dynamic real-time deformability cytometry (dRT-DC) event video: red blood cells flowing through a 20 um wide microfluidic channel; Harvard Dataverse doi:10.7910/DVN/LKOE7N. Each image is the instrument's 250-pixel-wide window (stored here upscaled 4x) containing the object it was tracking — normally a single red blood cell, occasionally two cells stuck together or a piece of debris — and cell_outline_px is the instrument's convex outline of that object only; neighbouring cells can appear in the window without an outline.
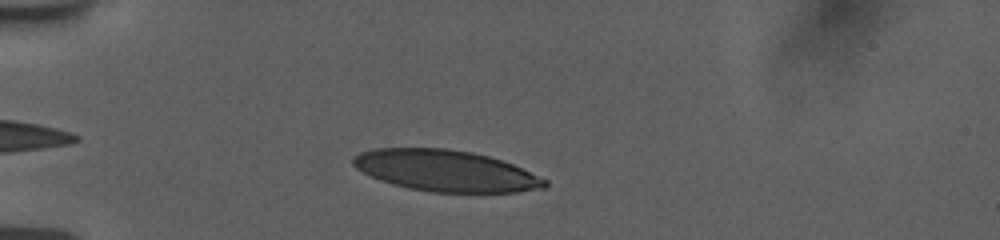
{"species": "human", "species_latin": "Homo sapiens", "temperature_condition": "room temperature", "stored_images_in_passage": 56, "camera_frame_rate_fps": 3000, "um_per_image_px": 0.085, "donor": {"sex": "female"}, "frame": {"image": 1, "passage_image": 15, "time_ms": 2.0, "image_size_px": [1000, 240], "cell_outline_px": [[548, 184], [544, 188], [516, 192], [432, 192], [408, 188], [392, 184], [380, 180], [356, 168], [352, 164], [352, 156], [360, 152], [372, 148], [448, 148], [472, 152], [488, 156], [512, 164], [548, 180]], "centroid_in_image_um": [37.86, 14.51], "position_along_channel_um": 47.1, "area_um2": 46.07}}
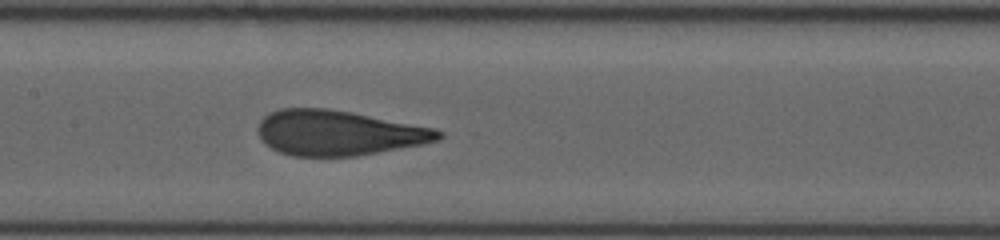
{"frame": {"image": 2, "passage_image": 40, "time_ms": 6.333, "image_size_px": [1000, 240], "cell_outline_px": [[444, 136], [440, 140], [424, 144], [356, 156], [292, 156], [280, 152], [264, 144], [256, 128], [260, 120], [264, 116], [280, 108], [324, 108], [352, 112], [436, 128], [444, 132]], "centroid_in_image_um": [28.79, 11.29], "position_along_channel_um": 178.6, "area_um2": 47.69}}
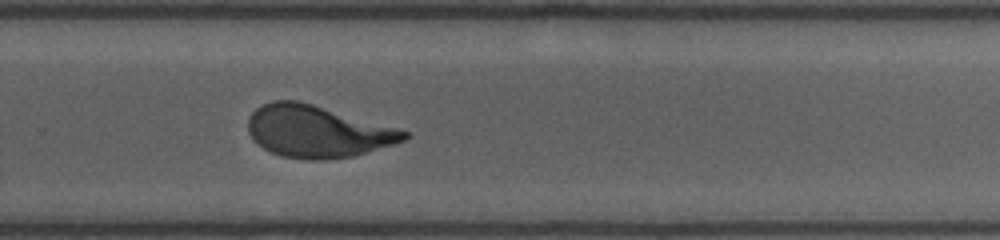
{"frame": {"image": 3, "passage_image": 55, "time_ms": 9.667, "image_size_px": [1000, 240], "cell_outline_px": [[408, 136], [404, 140], [392, 144], [352, 156], [320, 160], [308, 160], [280, 156], [264, 148], [252, 140], [248, 132], [248, 116], [256, 108], [272, 100], [300, 100], [400, 128], [408, 132]], "centroid_in_image_um": [26.94, 11.15], "position_along_channel_um": 302.9, "area_um2": 47.4}}